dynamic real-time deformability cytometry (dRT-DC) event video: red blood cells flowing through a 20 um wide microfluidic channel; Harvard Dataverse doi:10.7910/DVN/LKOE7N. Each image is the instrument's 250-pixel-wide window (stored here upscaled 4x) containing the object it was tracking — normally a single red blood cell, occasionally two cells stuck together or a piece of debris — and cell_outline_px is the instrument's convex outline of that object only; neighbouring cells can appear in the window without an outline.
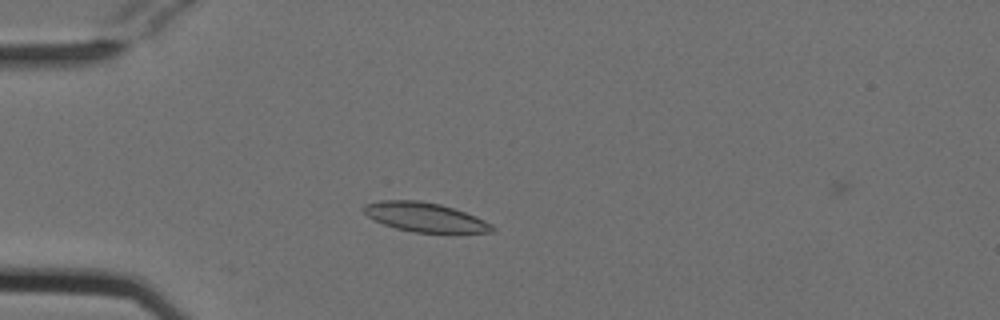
{"species": "Egyptian fruit bat (a non-hibernating species)", "species_latin": "Rousettus aegyptiacus", "temperature_condition": "cold", "stored_images_in_passage": 49, "camera_frame_rate_fps": 3000, "um_per_image_px": 0.085, "animal": {"sex": "female"}, "frame": {"image": 1, "passage_image": 12, "time_ms": 3.667, "image_size_px": [1000, 320], "cell_outline_px": [[496, 232], [412, 232], [396, 228], [384, 224], [368, 216], [364, 212], [364, 204], [380, 200], [416, 200], [440, 204], [476, 216], [492, 224], [496, 228]], "centroid_in_image_um": [36.13, 18.45], "position_along_channel_um": 48.9, "area_um2": 21.62}}
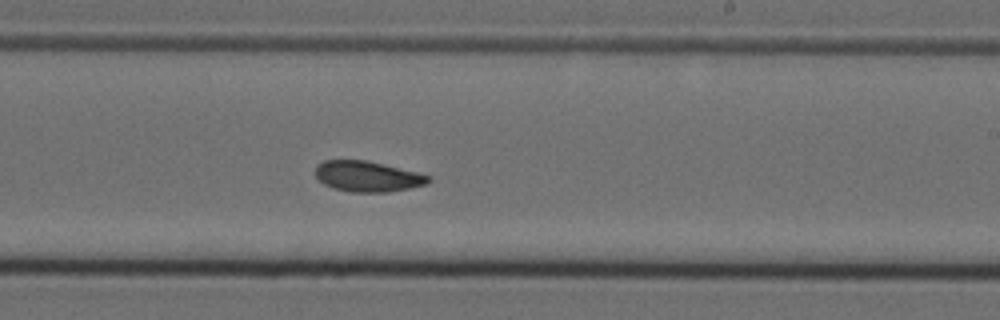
{"frame": {"image": 2, "passage_image": 30, "time_ms": 9.667, "image_size_px": [1000, 320], "cell_outline_px": [[432, 180], [428, 184], [388, 192], [352, 192], [332, 188], [324, 184], [316, 176], [316, 164], [324, 160], [364, 160], [416, 172], [432, 176]], "centroid_in_image_um": [31.24, 15.0], "position_along_channel_um": 257.8, "area_um2": 20.06}}
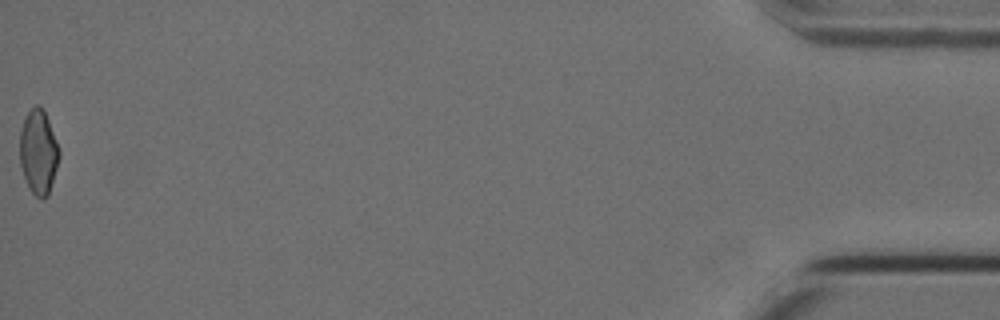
{"frame": {"image": 3, "passage_image": 49, "time_ms": 16.0, "image_size_px": [1000, 320], "cell_outline_px": [[60, 156], [48, 196], [40, 200], [32, 192], [24, 176], [20, 164], [20, 128], [28, 112], [36, 104], [40, 104], [44, 108], [60, 152]], "centroid_in_image_um": [3.27, 12.9], "position_along_channel_um": 431.9, "area_um2": 19.31}, "authors_computed_cell_mechanics": {"area_um2": 20.4612, "velocity_mm_per_s": 3.7756, "shape_relaxation_time_tau1_ms": 5.8679, "shape_relaxation_time_tau2_ms": 4.4785, "deformation_change_tau1": 0.1261, "deformation_change_tau2": 0.0758}}